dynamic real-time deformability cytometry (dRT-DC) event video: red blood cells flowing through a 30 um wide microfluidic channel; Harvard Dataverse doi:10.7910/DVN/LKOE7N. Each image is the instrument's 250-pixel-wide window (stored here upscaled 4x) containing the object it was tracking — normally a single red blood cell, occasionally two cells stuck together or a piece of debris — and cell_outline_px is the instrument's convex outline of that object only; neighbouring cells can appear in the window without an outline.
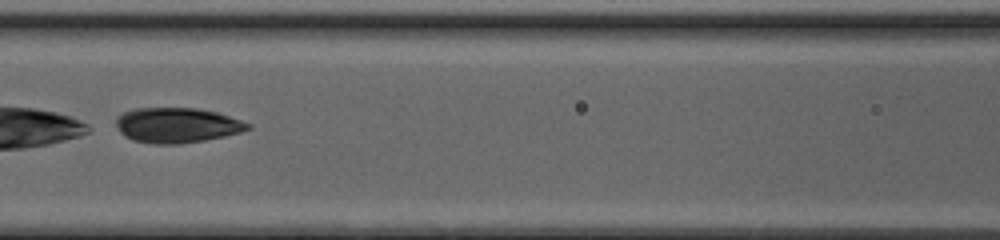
{"species": "common noctule bat (a hibernating species)", "species_latin": "Nyctalus noctula", "temperature_condition": "cold", "stored_images_in_passage": 28, "camera_frame_rate_fps": 3000, "um_per_image_px": 0.085, "animal": {"sex": "female", "body_mass_g": 20.0, "forearm_length_mm": 54.0}, "frame": {"image": 1, "passage_image": 9, "time_ms": 2.667, "image_size_px": [1000, 240], "cell_outline_px": [[252, 128], [240, 132], [224, 136], [204, 140], [176, 144], [152, 144], [132, 140], [124, 136], [120, 132], [116, 124], [116, 116], [132, 108], [196, 108], [216, 112], [252, 124]], "centroid_in_image_um": [15.01, 10.64], "position_along_channel_um": 151.6, "area_um2": 26.99}}